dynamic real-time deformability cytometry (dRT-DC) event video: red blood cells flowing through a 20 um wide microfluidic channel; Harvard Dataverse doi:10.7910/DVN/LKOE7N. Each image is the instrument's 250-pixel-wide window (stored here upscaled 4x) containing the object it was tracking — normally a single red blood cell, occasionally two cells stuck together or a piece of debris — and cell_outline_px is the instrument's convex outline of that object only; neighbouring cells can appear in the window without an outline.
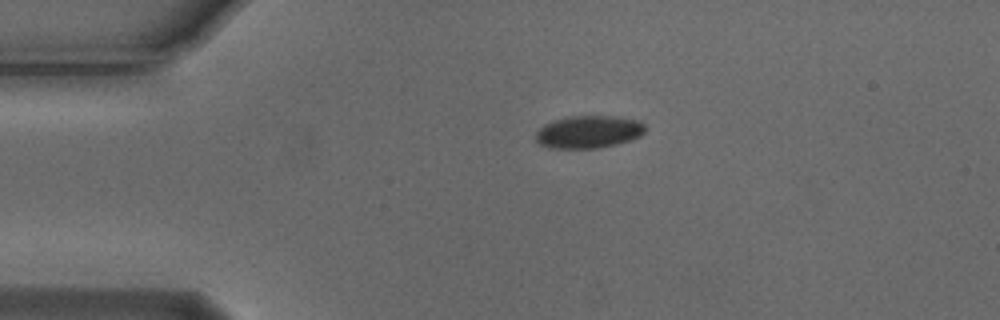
{"species": "Egyptian fruit bat (a non-hibernating species)", "species_latin": "Rousettus aegyptiacus", "temperature_condition": "cold", "stored_images_in_passage": 2, "camera_frame_rate_fps": 3000, "um_per_image_px": 0.085, "animal": {"sex": "male"}, "frame": {"image": 1, "passage_image": 1, "time_ms": 0.0, "image_size_px": [1000, 320], "cell_outline_px": [[644, 132], [640, 136], [616, 144], [596, 148], [548, 148], [540, 144], [536, 140], [536, 132], [544, 124], [552, 120], [568, 116], [612, 116], [640, 120], [644, 124]], "centroid_in_image_um": [50.0, 11.2], "position_along_channel_um": 35.0, "area_um2": 20.75}}